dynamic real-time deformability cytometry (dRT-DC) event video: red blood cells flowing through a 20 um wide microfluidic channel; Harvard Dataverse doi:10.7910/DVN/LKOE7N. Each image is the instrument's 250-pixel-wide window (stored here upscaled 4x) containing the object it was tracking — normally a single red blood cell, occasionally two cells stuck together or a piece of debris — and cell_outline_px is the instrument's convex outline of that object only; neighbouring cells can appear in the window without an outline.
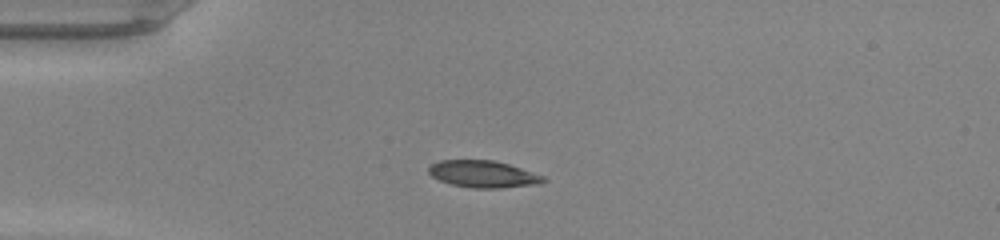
{"species": "common noctule bat (a hibernating species)", "species_latin": "Nyctalus noctula", "temperature_condition": "warm", "stored_images_in_passage": 36, "camera_frame_rate_fps": 3000, "um_per_image_px": 0.085, "animal": {"sex": "male", "body_mass_g": 20.0, "forearm_length_mm": 53.3}, "frame": {"image": 1, "passage_image": 1, "time_ms": 0.0, "image_size_px": [1000, 240], "cell_outline_px": [[548, 180], [540, 184], [500, 188], [472, 188], [452, 184], [440, 180], [432, 176], [428, 172], [428, 168], [432, 164], [440, 160], [492, 160], [508, 164], [544, 176]], "centroid_in_image_um": [41.09, 14.8], "position_along_channel_um": 43.9, "area_um2": 17.92}}
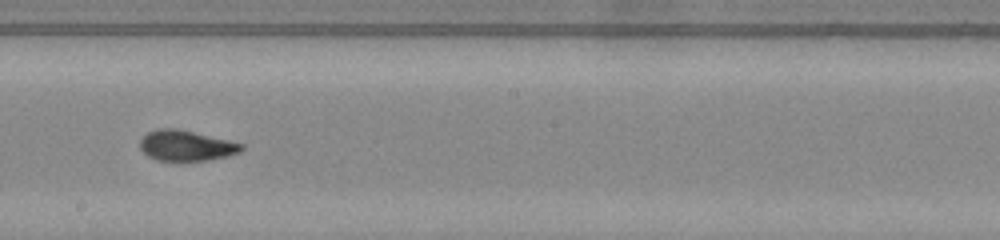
{"frame": {"image": 2, "passage_image": 16, "time_ms": 5.0, "image_size_px": [1000, 240], "cell_outline_px": [[244, 148], [240, 152], [228, 156], [208, 160], [156, 160], [148, 156], [140, 148], [140, 140], [148, 132], [156, 128], [176, 128], [228, 140], [244, 144]], "centroid_in_image_um": [15.82, 12.37], "position_along_channel_um": 232.4, "area_um2": 17.92}}
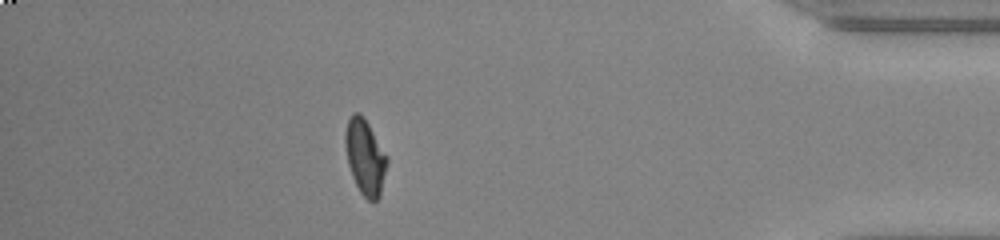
{"frame": {"image": 3, "passage_image": 31, "time_ms": 10.0, "image_size_px": [1000, 240], "cell_outline_px": [[388, 164], [380, 196], [376, 200], [368, 200], [360, 192], [352, 176], [348, 164], [344, 144], [344, 132], [348, 120], [352, 112], [360, 112], [364, 116], [388, 156]], "centroid_in_image_um": [31.03, 13.3], "position_along_channel_um": 404.2, "area_um2": 18.67}, "authors_computed_cell_mechanics": {"area_um2": 18.207, "velocity_mm_per_s": 4.2818, "shape_relaxation_time_tau1_ms": 6.0684, "shape_relaxation_time_tau2_ms": 0.9243, "deformation_change_tau1": 0.238, "deformation_change_tau2": 0.0668}}